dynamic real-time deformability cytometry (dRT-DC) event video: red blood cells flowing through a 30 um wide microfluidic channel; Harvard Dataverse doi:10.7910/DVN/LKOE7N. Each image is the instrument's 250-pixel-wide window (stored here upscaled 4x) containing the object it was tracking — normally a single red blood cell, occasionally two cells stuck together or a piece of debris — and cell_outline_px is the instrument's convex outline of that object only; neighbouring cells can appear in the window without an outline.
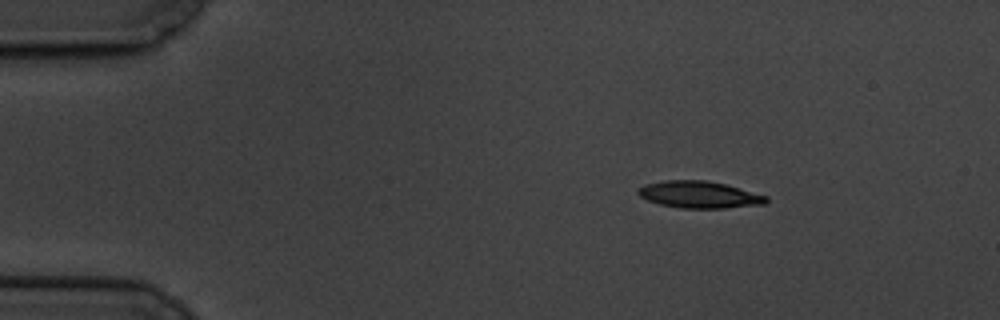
{"species": "common noctule bat (a hibernating species)", "species_latin": "Nyctalus noctula", "temperature_condition": "cold", "stored_images_in_passage": 9, "camera_frame_rate_fps": 3000, "um_per_image_px": 0.085, "animal": {"sex": "male", "body_mass_g": 19.5, "forearm_length_mm": 54.6}, "frame": {"image": 1, "passage_image": 1, "time_ms": 0.0, "image_size_px": [1000, 320], "cell_outline_px": [[768, 200], [764, 204], [724, 208], [680, 208], [660, 204], [648, 200], [640, 196], [636, 192], [644, 184], [664, 180], [704, 180], [724, 184], [768, 196]], "centroid_in_image_um": [59.42, 16.54], "position_along_channel_um": 25.6, "area_um2": 19.94}}
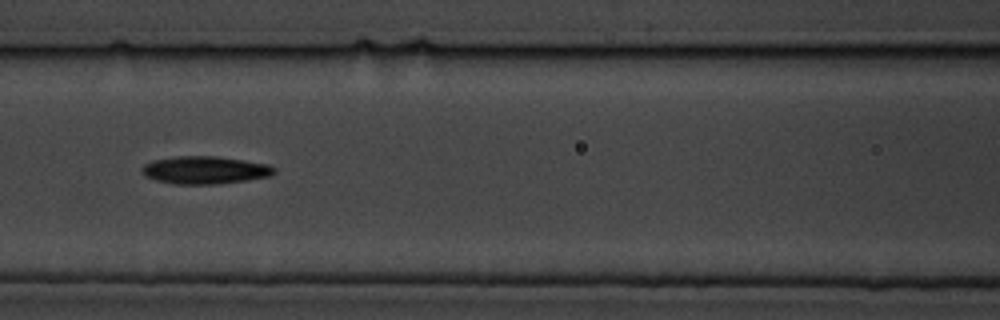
{"frame": {"image": 2, "passage_image": 6, "time_ms": 5.667, "image_size_px": [1000, 320], "cell_outline_px": [[276, 172], [272, 176], [248, 180], [216, 184], [172, 184], [156, 180], [144, 176], [140, 172], [140, 168], [144, 164], [152, 160], [176, 156], [216, 156], [244, 160], [268, 164], [276, 168]], "centroid_in_image_um": [17.4, 14.46], "position_along_channel_um": 149.2, "area_um2": 21.68}}
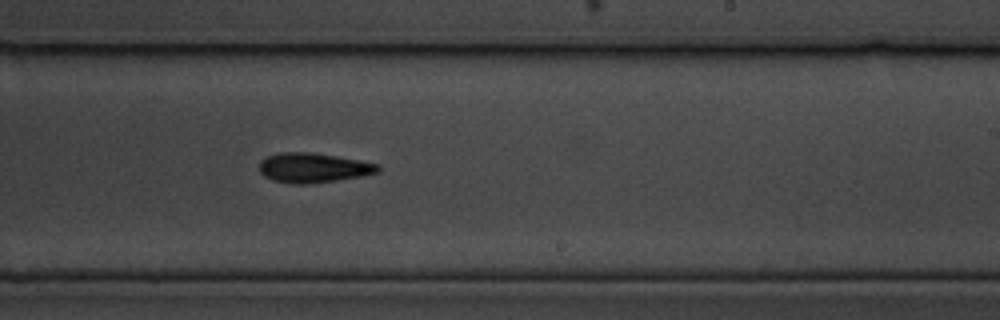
{"frame": {"image": 3, "passage_image": 9, "time_ms": 9.0, "image_size_px": [1000, 320], "cell_outline_px": [[380, 172], [364, 176], [308, 184], [292, 184], [272, 180], [264, 176], [260, 172], [260, 160], [268, 156], [280, 152], [308, 152], [336, 156], [380, 164]], "centroid_in_image_um": [26.64, 14.27], "position_along_channel_um": 262.4, "area_um2": 20.58}}